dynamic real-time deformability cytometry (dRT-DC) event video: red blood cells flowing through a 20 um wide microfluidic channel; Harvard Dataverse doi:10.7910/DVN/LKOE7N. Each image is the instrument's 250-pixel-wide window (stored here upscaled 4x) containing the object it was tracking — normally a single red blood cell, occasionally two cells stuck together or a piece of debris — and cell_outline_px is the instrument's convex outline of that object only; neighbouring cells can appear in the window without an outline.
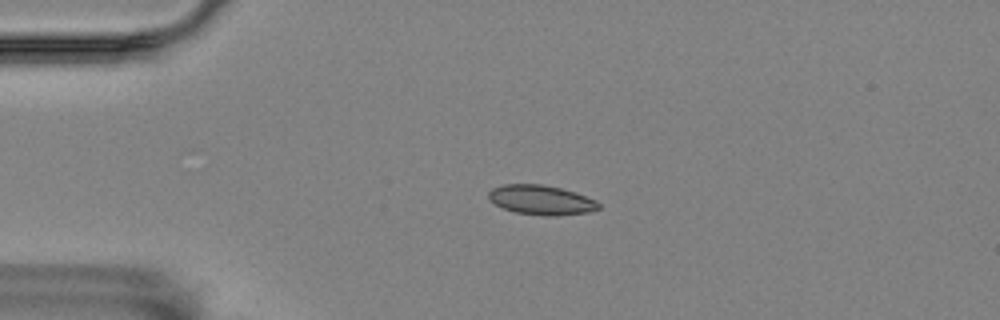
{"species": "Egyptian fruit bat (a non-hibernating species)", "species_latin": "Rousettus aegyptiacus", "temperature_condition": "room temperature", "stored_images_in_passage": 57, "camera_frame_rate_fps": 3000, "um_per_image_px": 0.085, "animal": {"sex": "female"}, "frame": {"image": 1, "passage_image": 13, "time_ms": 4.0, "image_size_px": [1000, 320], "cell_outline_px": [[600, 208], [588, 212], [556, 216], [544, 216], [516, 212], [504, 208], [488, 200], [488, 192], [492, 188], [504, 184], [540, 184], [560, 188], [576, 192], [596, 200], [600, 204]], "centroid_in_image_um": [46.0, 16.99], "position_along_channel_um": 39.0, "area_um2": 19.02}}
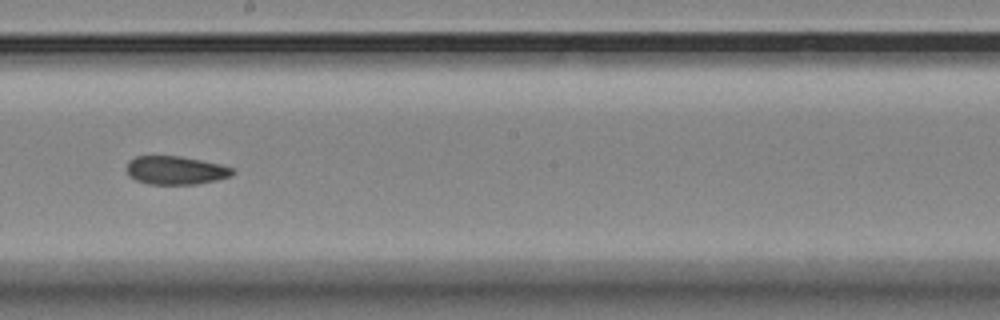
{"frame": {"image": 2, "passage_image": 32, "time_ms": 10.333, "image_size_px": [1000, 320], "cell_outline_px": [[236, 172], [232, 176], [216, 180], [196, 184], [148, 184], [136, 180], [128, 172], [128, 160], [136, 156], [180, 156], [220, 164], [232, 168]], "centroid_in_image_um": [14.96, 14.47], "position_along_channel_um": 233.2, "area_um2": 17.4}}
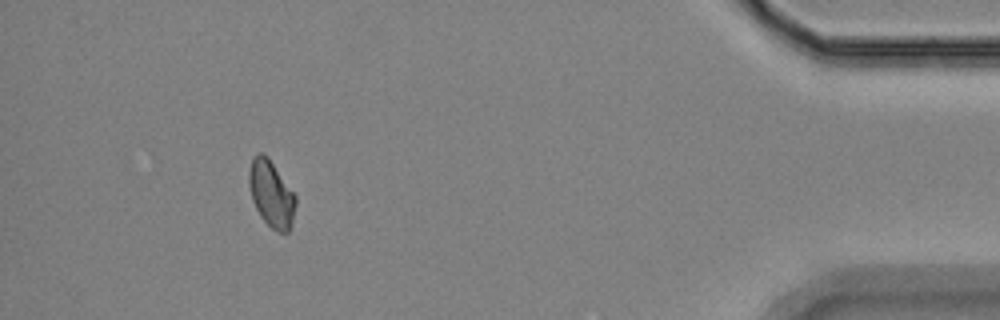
{"frame": {"image": 3, "passage_image": 52, "time_ms": 17.0, "image_size_px": [1000, 320], "cell_outline_px": [[296, 204], [292, 224], [288, 232], [276, 232], [260, 216], [252, 200], [248, 184], [248, 172], [252, 160], [260, 152], [268, 156], [296, 196]], "centroid_in_image_um": [23.06, 16.49], "position_along_channel_um": 412.1, "area_um2": 18.03}}